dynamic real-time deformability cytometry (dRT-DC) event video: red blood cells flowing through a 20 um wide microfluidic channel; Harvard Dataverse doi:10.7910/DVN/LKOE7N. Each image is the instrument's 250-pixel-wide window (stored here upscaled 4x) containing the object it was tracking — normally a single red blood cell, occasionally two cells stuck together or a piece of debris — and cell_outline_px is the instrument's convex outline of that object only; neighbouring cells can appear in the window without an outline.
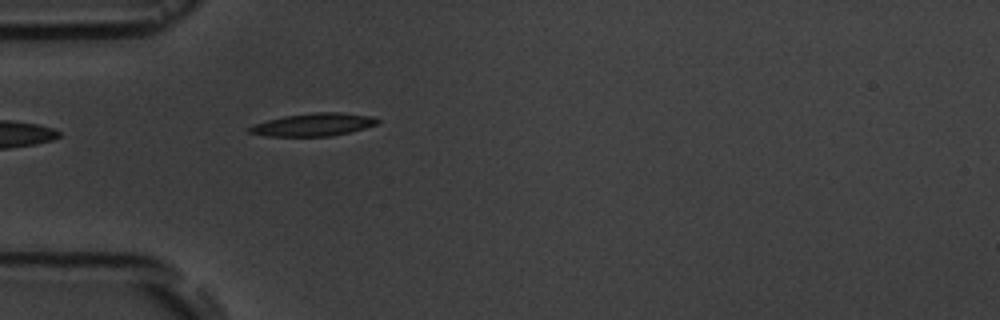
{"species": "common noctule bat (a hibernating species)", "species_latin": "Nyctalus noctula", "temperature_condition": "room temperature", "stored_images_in_passage": 3, "camera_frame_rate_fps": 3000, "um_per_image_px": 0.085, "animal": {"sex": "male", "body_mass_g": 19.5, "forearm_length_mm": 54.6}, "frame": {"image": 1, "passage_image": 3, "time_ms": 3.0, "image_size_px": [1000, 320], "cell_outline_px": [[380, 120], [376, 124], [364, 128], [332, 136], [268, 136], [248, 132], [248, 128], [256, 124], [268, 120], [284, 116], [312, 112], [340, 112], [372, 116]], "centroid_in_image_um": [26.66, 10.58], "position_along_channel_um": 58.3, "area_um2": 16.82}}